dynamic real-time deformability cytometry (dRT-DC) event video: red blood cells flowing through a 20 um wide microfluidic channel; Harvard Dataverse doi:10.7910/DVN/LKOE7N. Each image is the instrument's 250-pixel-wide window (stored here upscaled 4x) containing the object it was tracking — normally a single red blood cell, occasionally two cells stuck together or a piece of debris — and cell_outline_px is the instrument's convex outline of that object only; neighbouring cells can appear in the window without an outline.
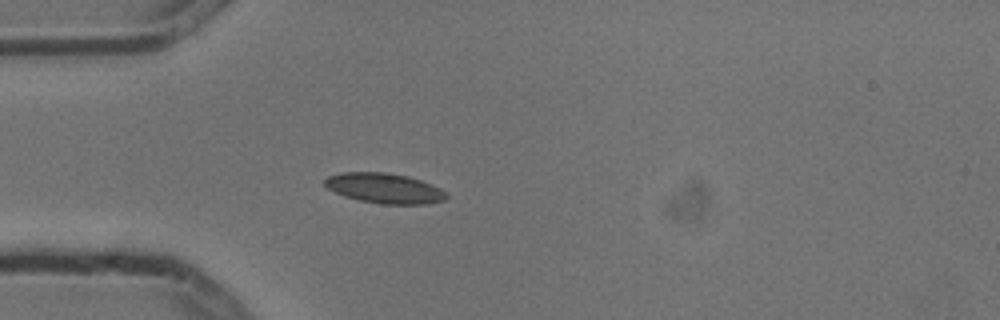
{"species": "common noctule bat (a hibernating species)", "species_latin": "Nyctalus noctula", "temperature_condition": "cold", "stored_images_in_passage": 4, "camera_frame_rate_fps": 3000, "um_per_image_px": 0.085, "animal": {"sex": "male", "body_mass_g": 13.3}, "frame": {"image": 1, "passage_image": 4, "time_ms": 1.0, "image_size_px": [1000, 320], "cell_outline_px": [[448, 196], [444, 200], [428, 204], [380, 204], [360, 200], [344, 196], [328, 188], [324, 184], [324, 180], [328, 176], [340, 172], [384, 172], [408, 176], [432, 184], [448, 192]], "centroid_in_image_um": [32.7, 16.0], "position_along_channel_um": 52.3, "area_um2": 21.44}}